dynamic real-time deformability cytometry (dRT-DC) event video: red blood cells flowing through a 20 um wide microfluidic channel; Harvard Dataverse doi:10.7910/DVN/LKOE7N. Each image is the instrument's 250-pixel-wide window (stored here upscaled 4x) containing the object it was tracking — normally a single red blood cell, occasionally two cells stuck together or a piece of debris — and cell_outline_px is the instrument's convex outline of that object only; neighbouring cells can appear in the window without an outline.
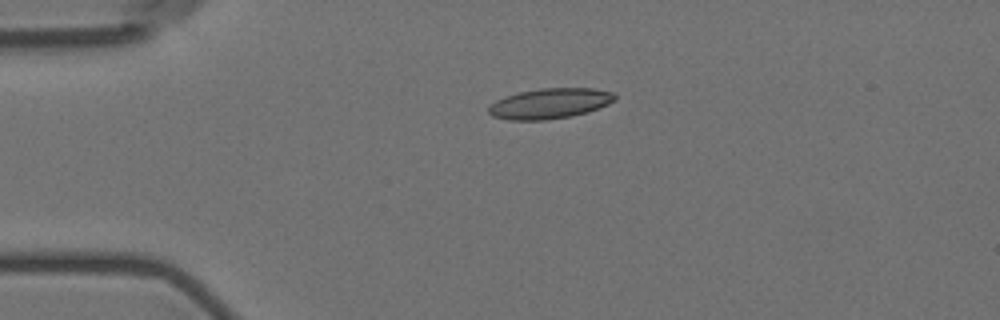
{"species": "Egyptian fruit bat (a non-hibernating species)", "species_latin": "Rousettus aegyptiacus", "temperature_condition": "room temperature", "stored_images_in_passage": 2, "camera_frame_rate_fps": 3000, "um_per_image_px": 0.085, "animal": {"sex": "female"}, "frame": {"image": 1, "passage_image": 1, "time_ms": 0.0, "image_size_px": [1000, 320], "cell_outline_px": [[616, 100], [608, 104], [588, 112], [572, 116], [544, 120], [508, 120], [492, 116], [488, 112], [488, 108], [496, 100], [504, 96], [520, 92], [540, 88], [596, 88], [612, 92], [616, 96]], "centroid_in_image_um": [46.74, 8.79], "position_along_channel_um": 38.3, "area_um2": 22.43}}